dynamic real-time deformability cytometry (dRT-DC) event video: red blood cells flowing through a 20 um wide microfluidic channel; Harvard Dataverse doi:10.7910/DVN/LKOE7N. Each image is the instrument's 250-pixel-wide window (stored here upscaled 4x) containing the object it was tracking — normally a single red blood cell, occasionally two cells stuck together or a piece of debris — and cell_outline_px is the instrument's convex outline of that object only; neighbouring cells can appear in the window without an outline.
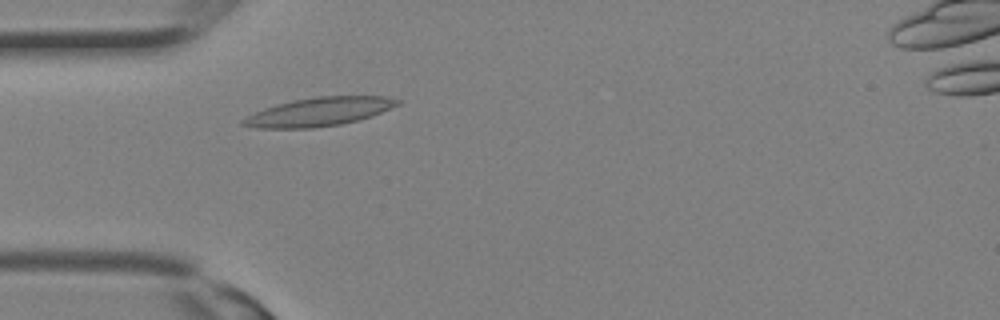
{"species": "Egyptian fruit bat (a non-hibernating species)", "species_latin": "Rousettus aegyptiacus", "temperature_condition": "room temperature", "stored_images_in_passage": 12, "camera_frame_rate_fps": 3000, "um_per_image_px": 0.085, "animal": {"sex": "female"}, "frame": {"image": 1, "passage_image": 6, "time_ms": 1.667, "image_size_px": [1000, 320], "cell_outline_px": [[404, 100], [400, 104], [372, 116], [340, 124], [312, 128], [256, 128], [240, 124], [240, 120], [264, 108], [276, 104], [292, 100], [316, 96], [384, 96]], "centroid_in_image_um": [27.13, 9.49], "position_along_channel_um": 57.9, "area_um2": 25.72}}
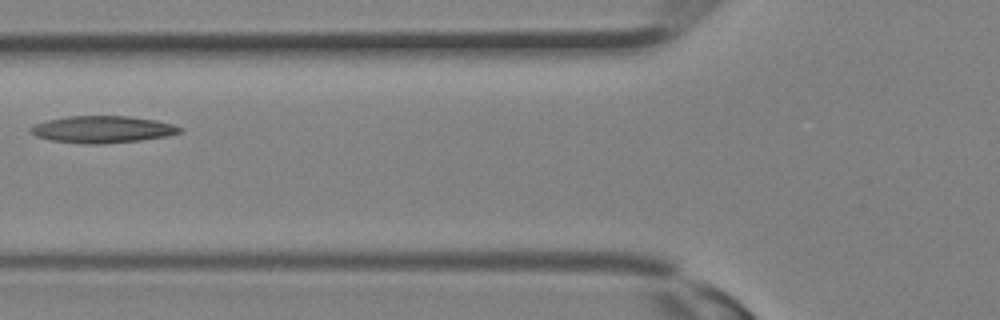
{"frame": {"image": 2, "passage_image": 9, "time_ms": 2.667, "image_size_px": [1000, 320], "cell_outline_px": [[184, 132], [168, 136], [140, 140], [100, 144], [88, 144], [52, 140], [36, 136], [28, 132], [28, 128], [32, 124], [48, 120], [68, 116], [128, 116], [156, 120], [172, 124], [184, 128]], "centroid_in_image_um": [8.71, 10.99], "position_along_channel_um": 117.1, "area_um2": 23.58}}
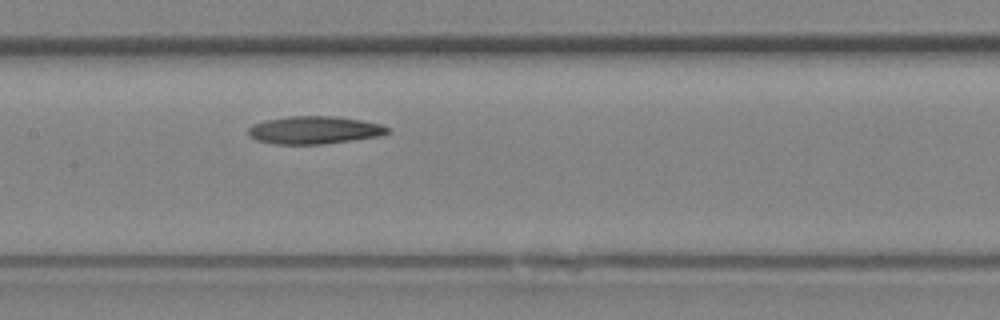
{"frame": {"image": 3, "passage_image": 12, "time_ms": 3.667, "image_size_px": [1000, 320], "cell_outline_px": [[392, 132], [380, 136], [324, 144], [272, 144], [256, 140], [248, 132], [248, 128], [252, 124], [264, 120], [288, 116], [336, 116], [360, 120], [380, 124], [392, 128]], "centroid_in_image_um": [26.74, 11.05], "position_along_channel_um": 180.7, "area_um2": 22.72}}